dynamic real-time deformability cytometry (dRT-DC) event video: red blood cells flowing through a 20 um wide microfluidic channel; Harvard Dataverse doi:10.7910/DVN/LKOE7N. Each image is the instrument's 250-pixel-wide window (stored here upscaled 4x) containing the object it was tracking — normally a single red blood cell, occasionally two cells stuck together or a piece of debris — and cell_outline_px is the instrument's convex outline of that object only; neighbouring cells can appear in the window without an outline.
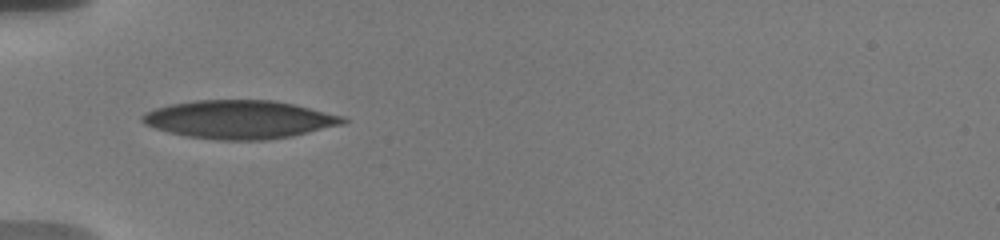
{"species": "human", "species_latin": "Homo sapiens", "temperature_condition": "warm", "stored_images_in_passage": 2, "camera_frame_rate_fps": 3000, "um_per_image_px": 0.085, "donor": {"sex": "male"}, "frame": {"image": 1, "passage_image": 1, "time_ms": 0.0, "image_size_px": [1000, 240], "cell_outline_px": [[348, 120], [344, 124], [292, 136], [264, 140], [220, 140], [184, 136], [168, 132], [144, 124], [140, 120], [140, 116], [144, 112], [156, 108], [172, 104], [196, 100], [272, 100], [296, 104], [344, 116]], "centroid_in_image_um": [20.36, 10.15], "position_along_channel_um": 64.6, "area_um2": 44.97}}